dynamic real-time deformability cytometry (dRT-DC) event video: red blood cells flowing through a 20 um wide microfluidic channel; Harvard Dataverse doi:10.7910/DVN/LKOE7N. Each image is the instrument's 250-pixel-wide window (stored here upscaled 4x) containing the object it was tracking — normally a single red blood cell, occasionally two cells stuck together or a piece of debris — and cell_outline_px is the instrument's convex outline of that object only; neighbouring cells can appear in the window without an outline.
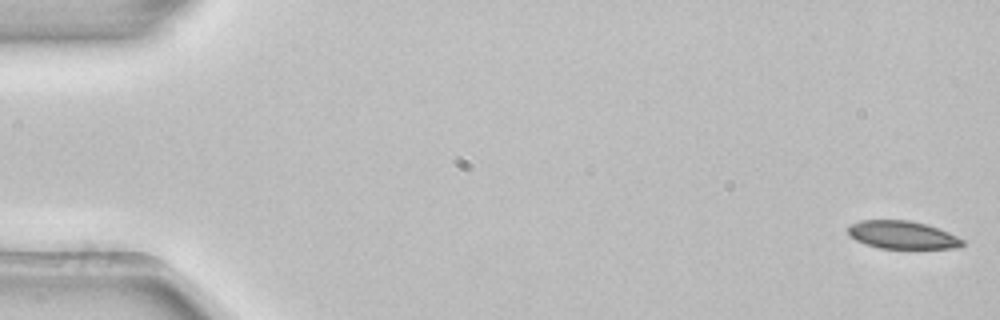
{"species": "common noctule bat (a hibernating species)", "species_latin": "Nyctalus noctula", "temperature_condition": "room temperature", "stored_images_in_passage": 53, "camera_frame_rate_fps": 3000, "um_per_image_px": 0.085, "animal": {"sex": "female", "body_mass_g": 22.7, "forearm_length_mm": 54.2}, "frame": {"image": 1, "passage_image": 1, "time_ms": 0.0, "image_size_px": [1000, 320], "cell_outline_px": [[964, 244], [960, 248], [880, 248], [856, 240], [848, 232], [848, 224], [860, 220], [908, 220], [924, 224], [948, 232], [964, 240]], "centroid_in_image_um": [76.7, 19.96], "position_along_channel_um": 8.3, "area_um2": 18.38}}
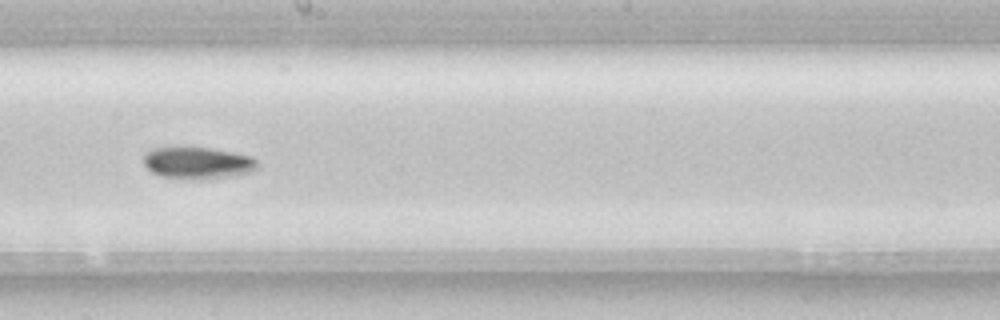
{"frame": {"image": 2, "passage_image": 30, "time_ms": 9.667, "image_size_px": [1000, 320], "cell_outline_px": [[256, 168], [248, 172], [208, 180], [184, 180], [160, 176], [152, 172], [144, 164], [144, 152], [156, 148], [208, 148], [232, 152], [252, 156], [256, 160]], "centroid_in_image_um": [16.76, 13.88], "position_along_channel_um": 231.4, "area_um2": 21.1}}
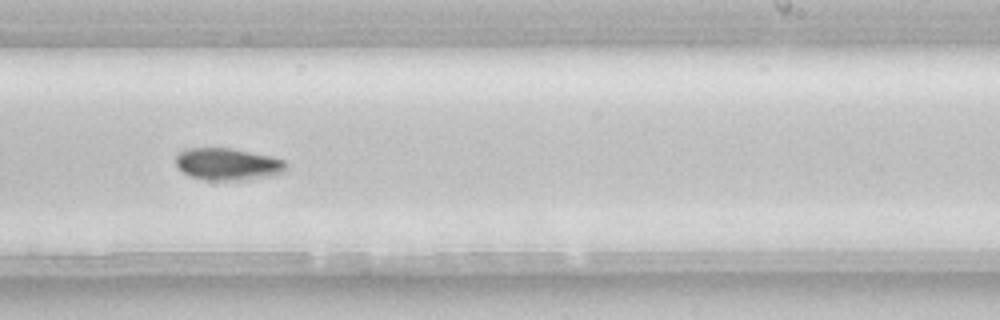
{"frame": {"image": 3, "passage_image": 33, "time_ms": 10.667, "image_size_px": [1000, 320], "cell_outline_px": [[288, 168], [284, 172], [272, 176], [244, 180], [208, 180], [192, 176], [184, 172], [176, 164], [176, 156], [184, 148], [232, 148], [272, 156], [284, 160], [288, 164]], "centroid_in_image_um": [19.42, 13.94], "position_along_channel_um": 269.6, "area_um2": 20.75}, "authors_computed_cell_mechanics": {"area_um2": 19.8254, "velocity_mm_per_s": 3.8618, "shape_relaxation_time_tau1_ms": 4.5314, "shape_relaxation_time_tau2_ms": null, "deformation_change_tau1": 0.113, "deformation_change_tau2": null}}